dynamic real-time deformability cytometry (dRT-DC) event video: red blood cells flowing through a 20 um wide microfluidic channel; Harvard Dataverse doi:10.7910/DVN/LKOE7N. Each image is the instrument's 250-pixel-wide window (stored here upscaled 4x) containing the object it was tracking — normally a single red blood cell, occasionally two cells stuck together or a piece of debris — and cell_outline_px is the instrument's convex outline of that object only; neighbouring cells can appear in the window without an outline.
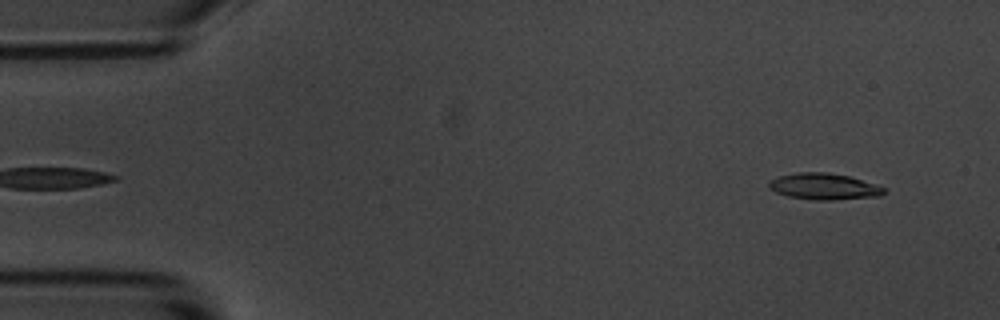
{"species": "common noctule bat (a hibernating species)", "species_latin": "Nyctalus noctula", "temperature_condition": "room temperature", "stored_images_in_passage": 54, "camera_frame_rate_fps": 3000, "um_per_image_px": 0.085, "animal": {"sex": "male", "body_mass_g": 20.1, "forearm_length_mm": 53.5}, "frame": {"image": 1, "passage_image": 2, "time_ms": 0.333, "image_size_px": [1000, 320], "cell_outline_px": [[884, 192], [880, 196], [832, 200], [816, 200], [788, 196], [776, 192], [768, 188], [768, 180], [780, 176], [800, 172], [828, 172], [848, 176], [876, 184], [884, 188]], "centroid_in_image_um": [70.01, 15.85], "position_along_channel_um": 15.0, "area_um2": 17.57}}
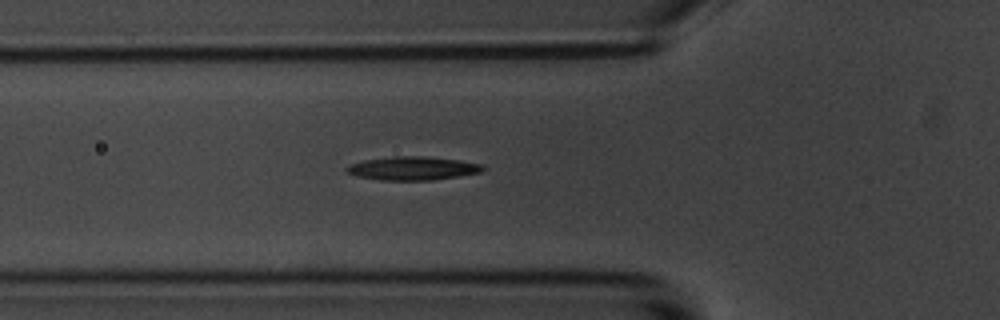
{"frame": {"image": 2, "passage_image": 17, "time_ms": 5.333, "image_size_px": [1000, 320], "cell_outline_px": [[484, 168], [480, 172], [432, 180], [380, 180], [356, 176], [348, 172], [348, 168], [352, 164], [364, 160], [392, 156], [428, 156], [460, 160], [484, 164]], "centroid_in_image_um": [35.11, 14.3], "position_along_channel_um": 90.7, "area_um2": 18.5}}
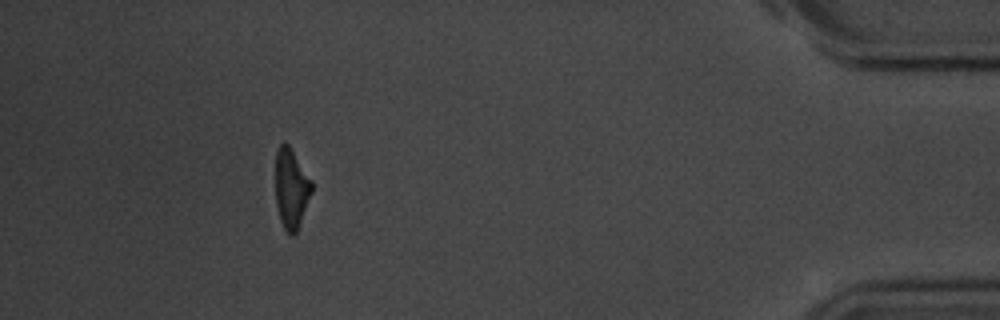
{"frame": {"image": 3, "passage_image": 49, "time_ms": 16.0, "image_size_px": [1000, 320], "cell_outline_px": [[312, 192], [296, 232], [292, 236], [288, 236], [280, 220], [276, 204], [276, 152], [280, 144], [288, 144], [312, 180]], "centroid_in_image_um": [24.75, 16.05], "position_along_channel_um": 410.4, "area_um2": 16.7}, "authors_computed_cell_mechanics": {"area_um2": 17.8602, "velocity_mm_per_s": 3.5418, "shape_relaxation_time_tau1_ms": 3.6481, "shape_relaxation_time_tau2_ms": 7.6502, "deformation_change_tau1": 0.1331, "deformation_change_tau2": 0.2}}